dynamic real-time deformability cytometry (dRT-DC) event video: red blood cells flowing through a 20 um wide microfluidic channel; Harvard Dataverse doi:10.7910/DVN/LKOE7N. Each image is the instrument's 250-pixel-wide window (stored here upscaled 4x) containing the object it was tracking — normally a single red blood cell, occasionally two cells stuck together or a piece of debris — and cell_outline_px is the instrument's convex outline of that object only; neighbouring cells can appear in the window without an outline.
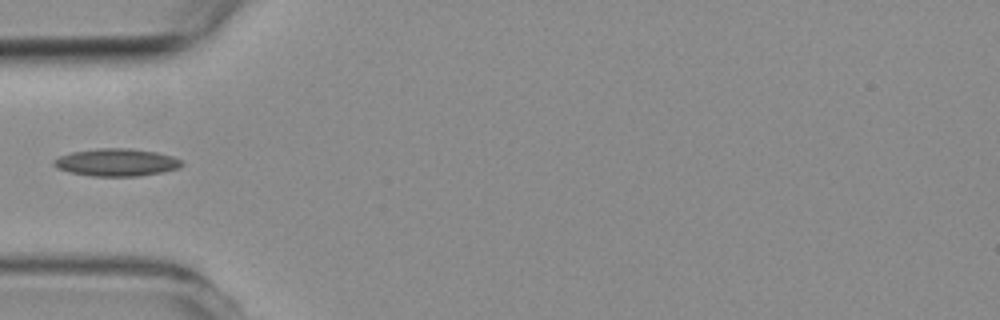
{"species": "common noctule bat (a hibernating species)", "species_latin": "Nyctalus noctula", "temperature_condition": "room temperature", "stored_images_in_passage": 2, "camera_frame_rate_fps": 3000, "um_per_image_px": 0.085, "animal": {"sex": "female", "body_mass_g": 19.3, "forearm_length_mm": 54.1}, "frame": {"image": 1, "passage_image": 1, "time_ms": 0.0, "image_size_px": [1000, 320], "cell_outline_px": [[184, 164], [180, 168], [140, 176], [92, 176], [68, 172], [56, 168], [52, 164], [52, 160], [60, 156], [72, 152], [100, 148], [128, 148], [156, 152], [172, 156], [180, 160]], "centroid_in_image_um": [9.87, 13.8], "position_along_channel_um": 75.1, "area_um2": 20.52}}
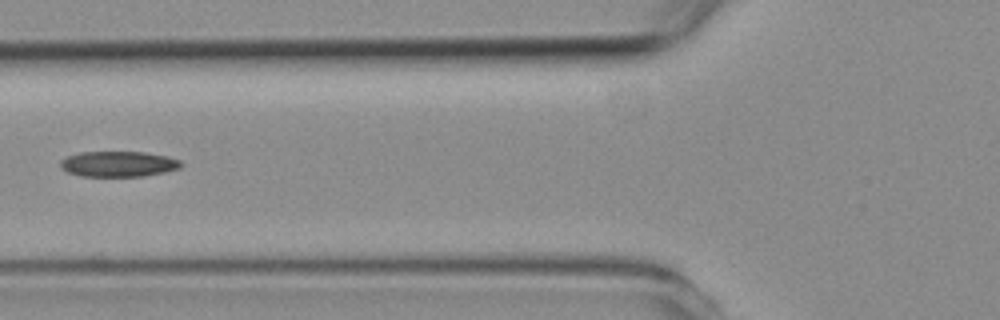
{"frame": {"image": 2, "passage_image": 2, "time_ms": 1.0, "image_size_px": [1000, 320], "cell_outline_px": [[180, 168], [164, 172], [144, 176], [80, 176], [68, 172], [60, 168], [60, 160], [68, 156], [80, 152], [144, 152], [168, 156], [180, 160]], "centroid_in_image_um": [10.04, 13.94], "position_along_channel_um": 115.8, "area_um2": 17.92}}